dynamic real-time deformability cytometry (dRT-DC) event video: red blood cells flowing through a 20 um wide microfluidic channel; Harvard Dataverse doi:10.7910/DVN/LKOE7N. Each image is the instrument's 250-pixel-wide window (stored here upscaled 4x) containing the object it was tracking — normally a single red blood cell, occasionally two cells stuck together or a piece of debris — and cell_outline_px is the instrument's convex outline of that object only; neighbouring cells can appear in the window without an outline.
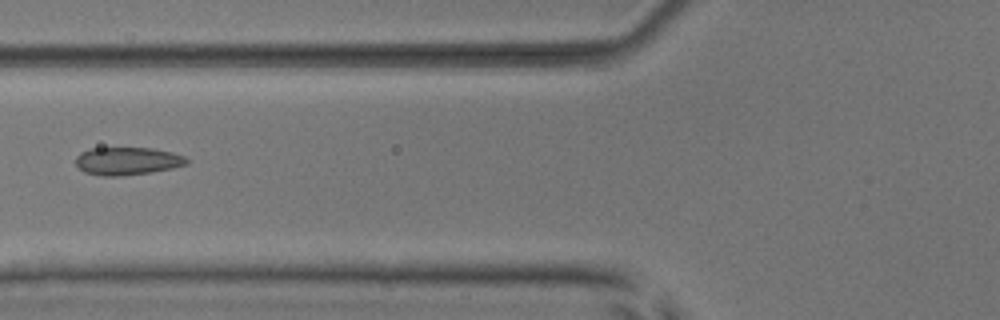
{"species": "common noctule bat (a hibernating species)", "species_latin": "Nyctalus noctula", "temperature_condition": "room temperature", "stored_images_in_passage": 6, "camera_frame_rate_fps": 3000, "um_per_image_px": 0.085, "animal": {"sex": "male", "body_mass_g": 17.9, "forearm_length_mm": 54.2}, "frame": {"image": 1, "passage_image": 6, "time_ms": 6.0, "image_size_px": [1000, 320], "cell_outline_px": [[188, 164], [172, 168], [148, 172], [120, 176], [100, 176], [84, 172], [76, 164], [76, 156], [80, 152], [88, 148], [152, 148], [172, 152], [184, 156], [188, 160]], "centroid_in_image_um": [10.8, 13.68], "position_along_channel_um": 115.0, "area_um2": 17.98}}